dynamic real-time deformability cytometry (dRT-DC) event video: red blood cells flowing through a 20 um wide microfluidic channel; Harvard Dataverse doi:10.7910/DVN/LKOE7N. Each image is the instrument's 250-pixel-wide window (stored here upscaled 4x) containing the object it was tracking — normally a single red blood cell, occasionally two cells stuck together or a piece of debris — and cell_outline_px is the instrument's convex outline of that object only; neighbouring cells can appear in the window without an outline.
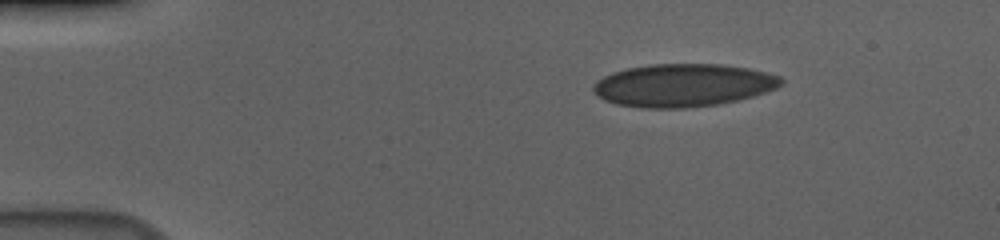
{"species": "human", "species_latin": "Homo sapiens", "temperature_condition": "cold", "stored_images_in_passage": 48, "camera_frame_rate_fps": 3000, "um_per_image_px": 0.085, "donor": {"sex": "male"}, "frame": {"image": 1, "passage_image": 1, "time_ms": 0.0, "image_size_px": [1000, 240], "cell_outline_px": [[784, 80], [776, 88], [752, 96], [736, 100], [716, 104], [684, 108], [648, 108], [616, 104], [604, 100], [592, 88], [596, 80], [612, 72], [628, 68], [648, 64], [720, 64], [748, 68], [780, 76]], "centroid_in_image_um": [58.05, 7.24], "position_along_channel_um": 27.0, "area_um2": 46.59}}
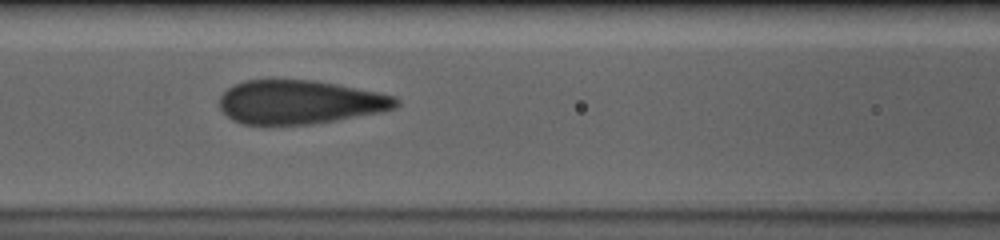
{"frame": {"image": 2, "passage_image": 17, "time_ms": 5.333, "image_size_px": [1000, 240], "cell_outline_px": [[400, 104], [392, 108], [380, 112], [336, 120], [312, 124], [244, 124], [232, 120], [220, 108], [220, 96], [228, 88], [244, 80], [312, 80], [376, 92], [392, 96], [400, 100]], "centroid_in_image_um": [25.45, 8.68], "position_along_channel_um": 141.2, "area_um2": 44.45}}
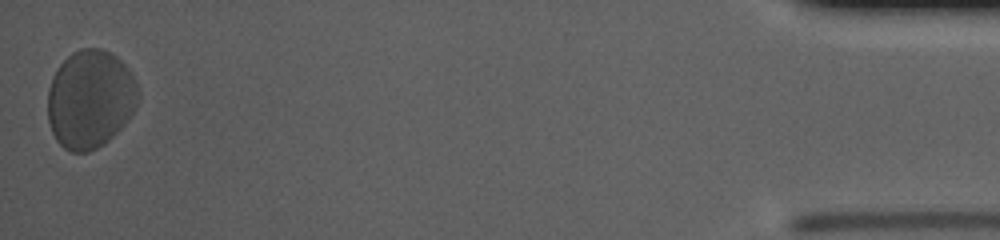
{"frame": {"image": 3, "passage_image": 48, "time_ms": 15.667, "image_size_px": [1000, 240], "cell_outline_px": [[140, 96], [136, 108], [124, 124], [104, 144], [88, 152], [72, 152], [64, 148], [56, 140], [52, 132], [48, 120], [48, 88], [52, 76], [60, 64], [72, 52], [80, 48], [100, 48], [116, 56], [128, 68], [140, 92]], "centroid_in_image_um": [7.66, 8.42], "position_along_channel_um": 427.5, "area_um2": 52.02}, "authors_computed_cell_mechanics": {"area_um2": 46.529, "velocity_mm_per_s": 3.6097, "shape_relaxation_time_tau1_ms": 3.5283, "shape_relaxation_time_tau2_ms": 0.7252, "deformation_change_tau1": 0.0954, "deformation_change_tau2": 0.0561}}